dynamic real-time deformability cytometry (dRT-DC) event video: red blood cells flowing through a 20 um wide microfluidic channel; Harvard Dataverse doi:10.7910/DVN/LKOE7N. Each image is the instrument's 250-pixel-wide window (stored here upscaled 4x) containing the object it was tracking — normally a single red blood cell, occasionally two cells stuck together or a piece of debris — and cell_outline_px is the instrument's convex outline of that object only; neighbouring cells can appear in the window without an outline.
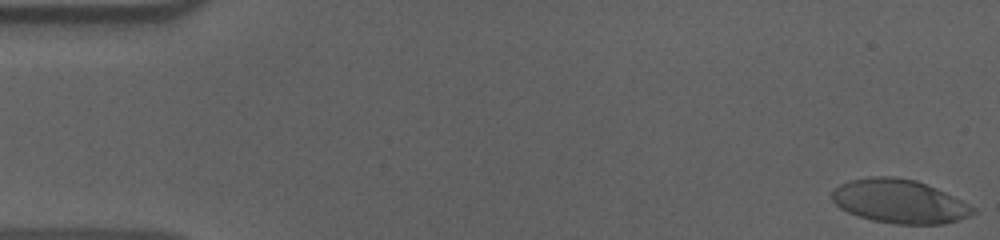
{"species": "human", "species_latin": "Homo sapiens", "temperature_condition": "cold", "stored_images_in_passage": 50, "camera_frame_rate_fps": 3000, "um_per_image_px": 0.085, "donor": {"sex": "male"}, "frame": {"image": 1, "passage_image": 1, "time_ms": 0.0, "image_size_px": [1000, 240], "cell_outline_px": [[976, 212], [968, 216], [944, 224], [896, 224], [872, 220], [848, 212], [840, 208], [832, 200], [832, 192], [840, 184], [852, 180], [872, 176], [892, 176], [916, 180], [936, 188], [976, 208]], "centroid_in_image_um": [76.44, 17.11], "position_along_channel_um": 8.6, "area_um2": 35.6}}
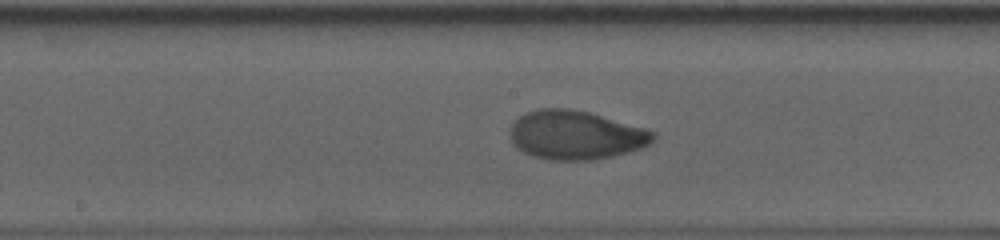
{"frame": {"image": 2, "passage_image": 29, "time_ms": 9.333, "image_size_px": [1000, 240], "cell_outline_px": [[656, 136], [648, 144], [640, 148], [628, 152], [612, 156], [592, 160], [548, 160], [524, 152], [516, 148], [512, 140], [512, 124], [520, 116], [528, 112], [540, 108], [572, 108], [588, 112], [644, 128], [656, 132]], "centroid_in_image_um": [48.94, 11.48], "position_along_channel_um": 199.3, "area_um2": 40.34}}
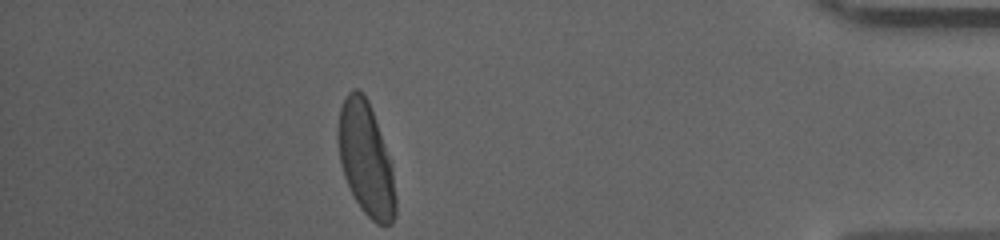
{"frame": {"image": 3, "passage_image": 50, "time_ms": 16.333, "image_size_px": [1000, 240], "cell_outline_px": [[396, 216], [392, 224], [376, 224], [360, 208], [344, 176], [340, 164], [336, 140], [336, 128], [340, 108], [348, 92], [352, 88], [360, 88], [368, 100], [392, 164], [396, 200]], "centroid_in_image_um": [31.08, 13.5], "position_along_channel_um": 404.1, "area_um2": 38.26}, "authors_computed_cell_mechanics": {"area_um2": 38.8416, "velocity_mm_per_s": 3.6001, "shape_relaxation_time_tau1_ms": 4.4779, "shape_relaxation_time_tau2_ms": 0.9916, "deformation_change_tau1": 0.181, "deformation_change_tau2": 0.0418}}